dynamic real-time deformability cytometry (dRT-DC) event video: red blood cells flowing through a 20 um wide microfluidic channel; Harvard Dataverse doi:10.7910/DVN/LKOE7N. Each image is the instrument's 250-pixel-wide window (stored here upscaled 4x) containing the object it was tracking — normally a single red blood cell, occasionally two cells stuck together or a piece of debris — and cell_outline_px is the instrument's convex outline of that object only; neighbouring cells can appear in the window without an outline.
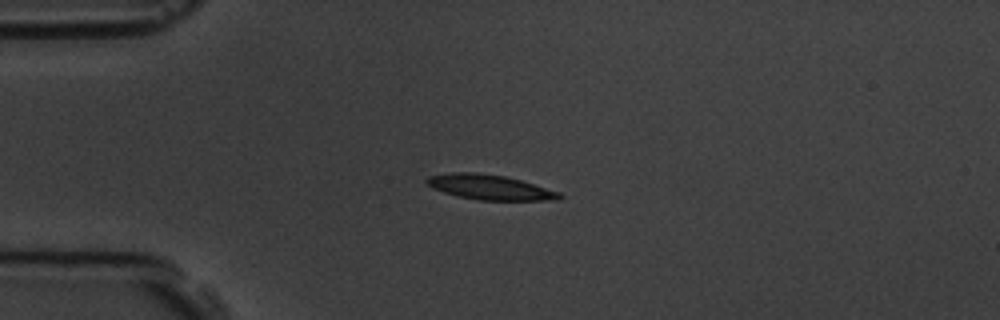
{"species": "common noctule bat (a hibernating species)", "species_latin": "Nyctalus noctula", "temperature_condition": "room temperature", "stored_images_in_passage": 6, "camera_frame_rate_fps": 3000, "um_per_image_px": 0.085, "animal": {"sex": "male", "body_mass_g": 19.5, "forearm_length_mm": 54.6}, "frame": {"image": 1, "passage_image": 3, "time_ms": 2.333, "image_size_px": [1000, 320], "cell_outline_px": [[564, 196], [560, 200], [476, 200], [456, 196], [432, 188], [424, 184], [424, 180], [428, 176], [452, 172], [476, 172], [504, 176], [520, 180], [560, 192]], "centroid_in_image_um": [41.59, 15.91], "position_along_channel_um": 43.4, "area_um2": 19.48}}
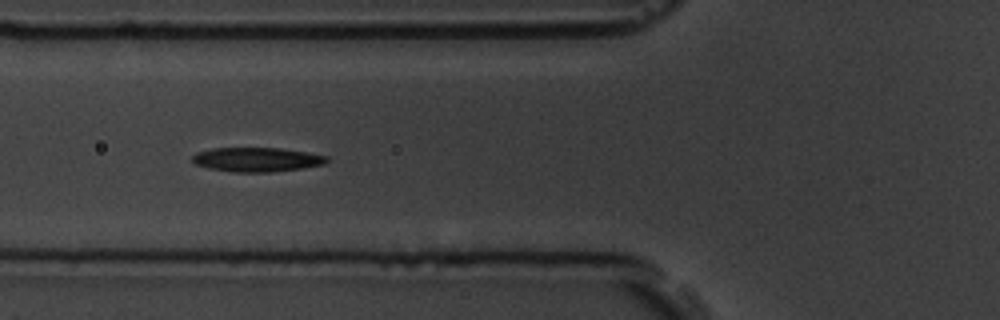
{"frame": {"image": 2, "passage_image": 5, "time_ms": 4.667, "image_size_px": [1000, 320], "cell_outline_px": [[328, 160], [324, 164], [304, 168], [272, 172], [232, 172], [208, 168], [196, 164], [192, 160], [192, 156], [196, 152], [212, 148], [280, 148], [328, 156]], "centroid_in_image_um": [21.81, 13.56], "position_along_channel_um": 104.0, "area_um2": 19.02}}
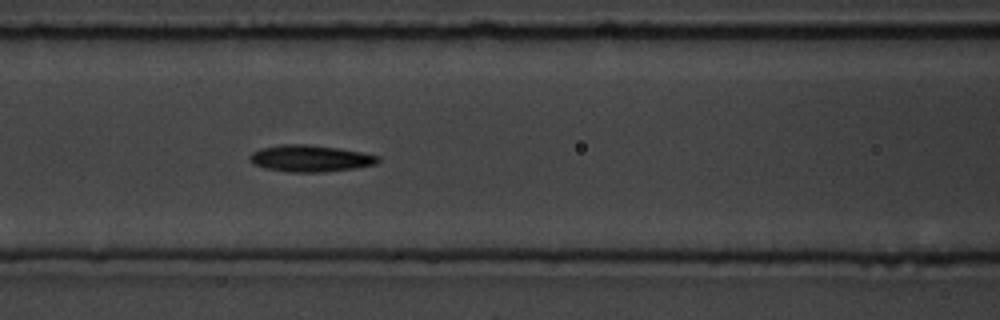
{"frame": {"image": 3, "passage_image": 6, "time_ms": 5.667, "image_size_px": [1000, 320], "cell_outline_px": [[380, 160], [376, 164], [352, 168], [324, 172], [288, 172], [264, 168], [252, 164], [248, 156], [252, 152], [260, 148], [284, 144], [308, 144], [336, 148], [360, 152], [380, 156]], "centroid_in_image_um": [26.32, 13.47], "position_along_channel_um": 140.3, "area_um2": 19.88}}